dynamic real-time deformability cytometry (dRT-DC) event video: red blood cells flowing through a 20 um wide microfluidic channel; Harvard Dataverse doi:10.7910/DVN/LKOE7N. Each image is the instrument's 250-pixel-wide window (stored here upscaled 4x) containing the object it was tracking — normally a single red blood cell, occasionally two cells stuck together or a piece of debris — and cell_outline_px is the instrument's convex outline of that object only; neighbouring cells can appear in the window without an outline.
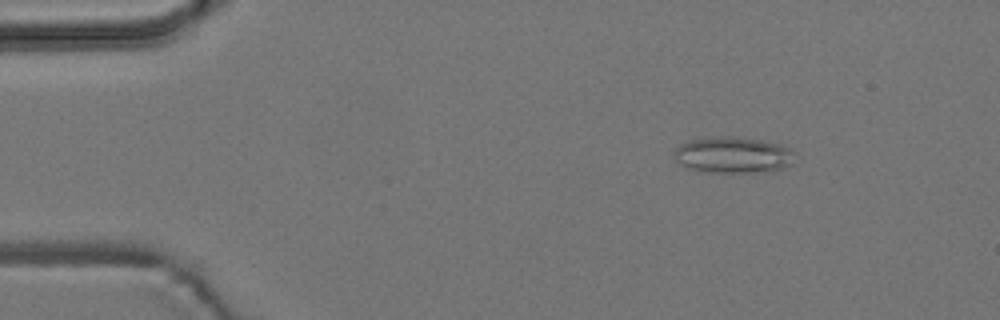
{"species": "common noctule bat (a hibernating species)", "species_latin": "Nyctalus noctula", "temperature_condition": "room temperature", "stored_images_in_passage": 6, "camera_frame_rate_fps": 3000, "um_per_image_px": 0.085, "animal": {"sex": "male", "body_mass_g": 19.2, "forearm_length_mm": 51.8}, "frame": {"image": 1, "passage_image": 3, "time_ms": 2.333, "image_size_px": [1000, 320], "cell_outline_px": [[796, 152], [792, 164], [784, 168], [772, 172], [700, 172], [688, 168], [680, 164], [676, 160], [672, 152], [680, 144], [688, 140], [716, 136], [732, 136], [760, 140], [792, 148]], "centroid_in_image_um": [62.31, 13.18], "position_along_channel_um": 22.7, "area_um2": 25.95}}